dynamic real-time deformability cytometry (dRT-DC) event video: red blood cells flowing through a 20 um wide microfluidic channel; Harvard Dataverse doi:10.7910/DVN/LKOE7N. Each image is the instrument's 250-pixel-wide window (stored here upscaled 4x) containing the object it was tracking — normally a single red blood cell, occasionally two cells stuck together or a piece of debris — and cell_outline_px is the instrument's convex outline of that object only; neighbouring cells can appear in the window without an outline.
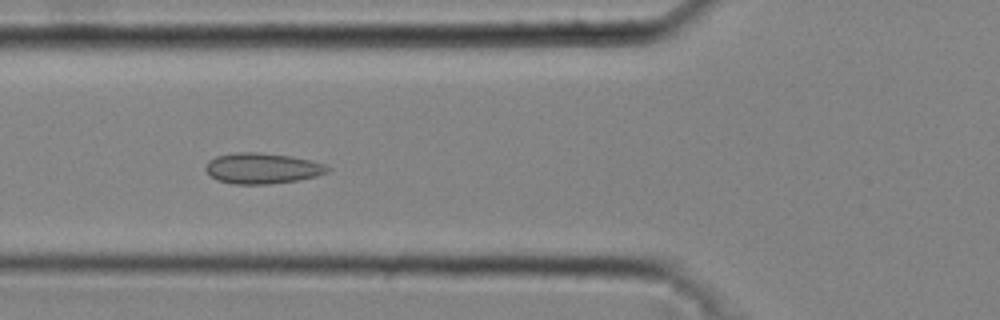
{"species": "common noctule bat (a hibernating species)", "species_latin": "Nyctalus noctula", "temperature_condition": "cold", "stored_images_in_passage": 44, "camera_frame_rate_fps": 3000, "um_per_image_px": 0.085, "animal": {"sex": "male", "body_mass_g": 20.4}, "frame": {"image": 1, "passage_image": 17, "time_ms": 5.333, "image_size_px": [1000, 320], "cell_outline_px": [[332, 168], [328, 172], [316, 176], [296, 180], [268, 184], [232, 184], [216, 180], [204, 168], [208, 160], [216, 156], [236, 152], [260, 152], [288, 156], [308, 160], [324, 164]], "centroid_in_image_um": [22.26, 14.31], "position_along_channel_um": 103.5, "area_um2": 21.73}}
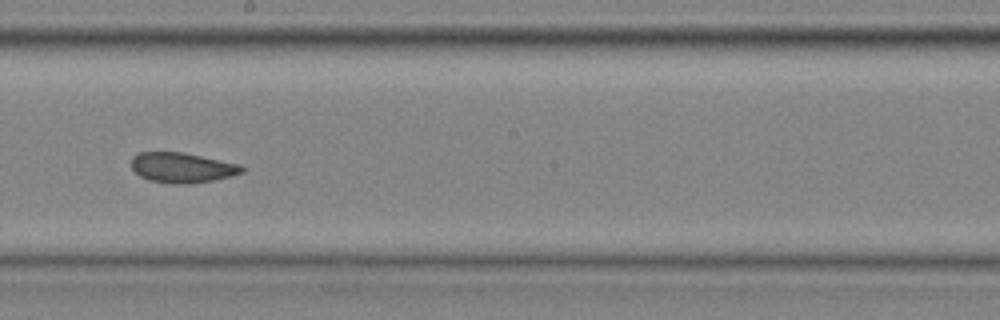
{"frame": {"image": 2, "passage_image": 26, "time_ms": 8.333, "image_size_px": [1000, 320], "cell_outline_px": [[244, 172], [232, 176], [212, 180], [188, 184], [172, 184], [148, 180], [140, 176], [132, 168], [132, 156], [140, 152], [184, 152], [240, 164], [244, 168]], "centroid_in_image_um": [15.48, 14.25], "position_along_channel_um": 232.7, "area_um2": 19.48}}
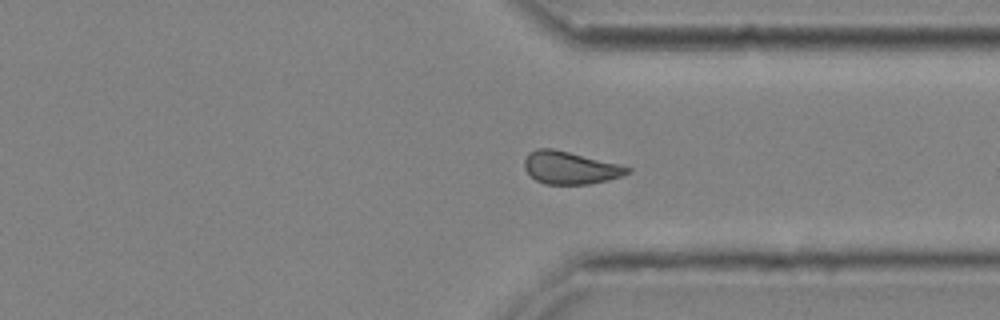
{"frame": {"image": 3, "passage_image": 35, "time_ms": 11.333, "image_size_px": [1000, 320], "cell_outline_px": [[632, 172], [608, 180], [588, 184], [544, 184], [536, 180], [524, 168], [524, 160], [528, 152], [536, 148], [552, 148], [620, 164], [632, 168]], "centroid_in_image_um": [48.46, 14.25], "position_along_channel_um": 362.9, "area_um2": 19.59}, "authors_computed_cell_mechanics": {"area_um2": 20.3456, "velocity_mm_per_s": 4.3126, "shape_relaxation_time_tau1_ms": 3.7953, "shape_relaxation_time_tau2_ms": 1.1157, "deformation_change_tau1": 0.0645, "deformation_change_tau2": 0.0711}}